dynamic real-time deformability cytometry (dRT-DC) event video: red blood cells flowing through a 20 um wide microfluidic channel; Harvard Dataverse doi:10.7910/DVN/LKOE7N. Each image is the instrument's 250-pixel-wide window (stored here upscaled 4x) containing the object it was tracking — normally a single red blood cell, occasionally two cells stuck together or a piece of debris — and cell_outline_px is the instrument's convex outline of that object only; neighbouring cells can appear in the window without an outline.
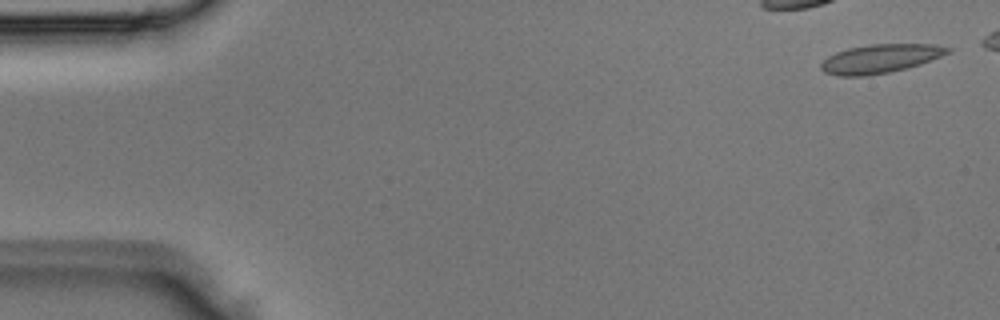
{"species": "Egyptian fruit bat (a non-hibernating species)", "species_latin": "Rousettus aegyptiacus", "temperature_condition": "room temperature", "stored_images_in_passage": 2, "camera_frame_rate_fps": 3000, "um_per_image_px": 0.085, "animal": {"sex": "male"}, "frame": {"image": 1, "passage_image": 1, "time_ms": 0.0, "image_size_px": [1000, 320], "cell_outline_px": [[952, 52], [920, 64], [908, 68], [868, 76], [836, 76], [824, 72], [820, 68], [820, 64], [828, 56], [836, 52], [848, 48], [872, 44], [936, 44], [952, 48]], "centroid_in_image_um": [74.83, 4.99], "position_along_channel_um": 10.2, "area_um2": 21.39}}